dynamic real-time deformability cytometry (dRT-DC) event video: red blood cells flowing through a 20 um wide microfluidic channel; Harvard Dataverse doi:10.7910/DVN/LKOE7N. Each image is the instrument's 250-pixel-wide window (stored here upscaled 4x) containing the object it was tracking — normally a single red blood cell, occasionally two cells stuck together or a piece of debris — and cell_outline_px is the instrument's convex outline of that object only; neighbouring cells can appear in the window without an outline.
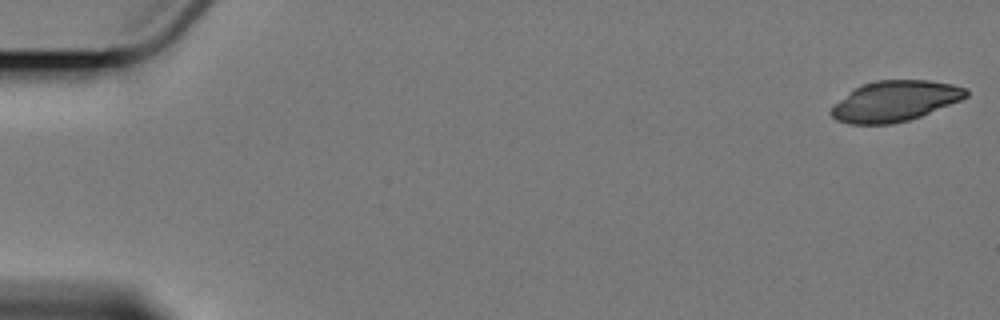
{"species": "Egyptian fruit bat (a non-hibernating species)", "species_latin": "Rousettus aegyptiacus", "temperature_condition": "cold", "stored_images_in_passage": 6, "camera_frame_rate_fps": 3000, "um_per_image_px": 0.085, "animal": {"sex": "female"}, "frame": {"image": 1, "passage_image": 1, "time_ms": 0.0, "image_size_px": [1000, 320], "cell_outline_px": [[968, 96], [960, 100], [920, 116], [908, 120], [892, 124], [848, 124], [836, 120], [828, 112], [832, 104], [852, 88], [876, 80], [928, 80], [952, 84], [968, 88]], "centroid_in_image_um": [76.01, 8.59], "position_along_channel_um": 9.0, "area_um2": 32.14}}